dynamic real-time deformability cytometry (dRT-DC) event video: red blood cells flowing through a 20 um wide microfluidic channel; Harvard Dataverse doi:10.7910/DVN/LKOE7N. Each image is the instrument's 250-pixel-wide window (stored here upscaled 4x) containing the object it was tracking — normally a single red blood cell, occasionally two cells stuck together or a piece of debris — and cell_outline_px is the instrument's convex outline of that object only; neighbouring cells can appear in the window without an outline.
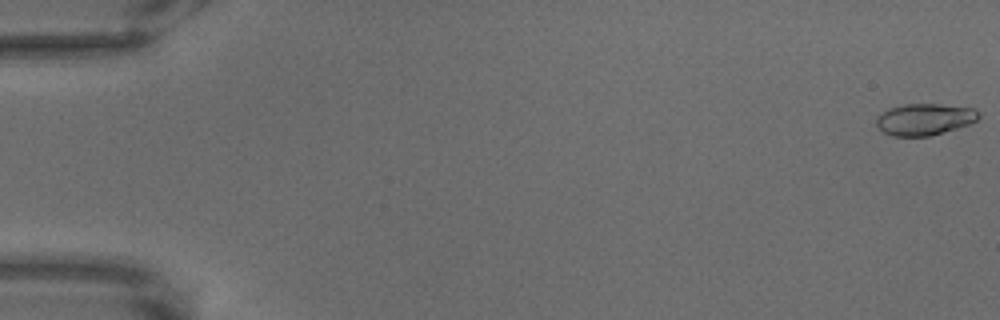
{"species": "common noctule bat (a hibernating species)", "species_latin": "Nyctalus noctula", "temperature_condition": "warm", "stored_images_in_passage": 69, "camera_frame_rate_fps": 3000, "um_per_image_px": 0.085, "animal": {"sex": "male", "body_mass_g": 18.8}, "frame": {"image": 1, "passage_image": 1, "time_ms": 0.0, "image_size_px": [1000, 320], "cell_outline_px": [[980, 116], [976, 120], [968, 124], [956, 128], [928, 136], [892, 136], [884, 132], [876, 124], [876, 116], [888, 108], [904, 104], [940, 104], [972, 108], [980, 112]], "centroid_in_image_um": [78.56, 10.13], "position_along_channel_um": 6.4, "area_um2": 18.73}}
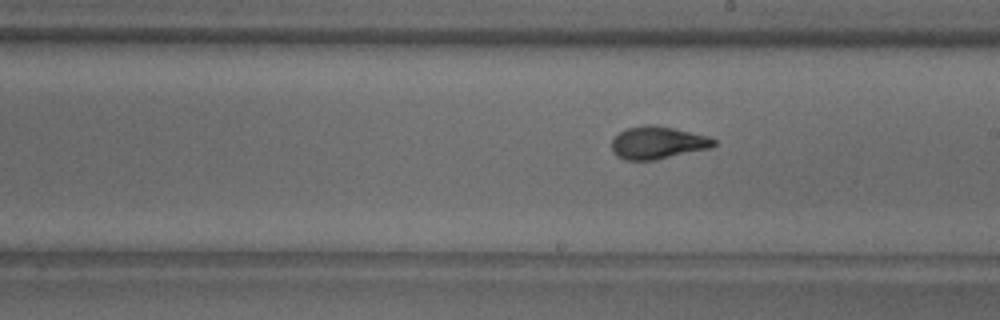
{"frame": {"image": 2, "passage_image": 40, "time_ms": 13.0, "image_size_px": [1000, 320], "cell_outline_px": [[716, 144], [712, 148], [656, 160], [624, 160], [616, 156], [612, 152], [612, 140], [624, 128], [644, 124], [652, 124], [672, 128], [708, 136], [716, 140]], "centroid_in_image_um": [55.89, 12.13], "position_along_channel_um": 233.1, "area_um2": 19.59}}
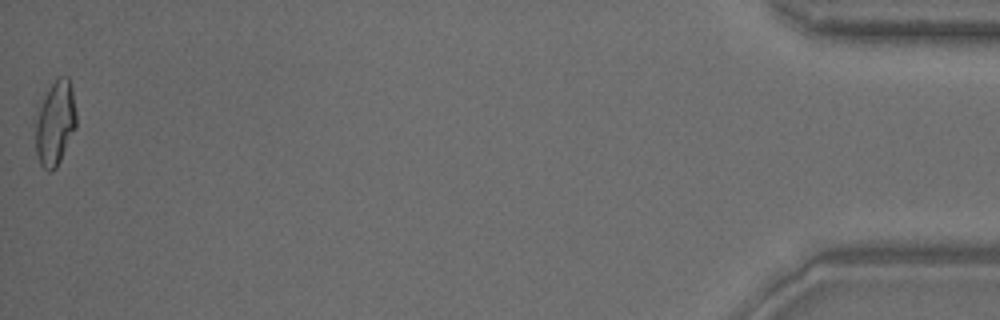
{"frame": {"image": 3, "passage_image": 69, "time_ms": 22.667, "image_size_px": [1000, 320], "cell_outline_px": [[76, 128], [56, 168], [52, 172], [48, 172], [40, 164], [36, 156], [32, 120], [36, 108], [52, 84], [60, 76], [68, 76], [72, 88], [76, 112]], "centroid_in_image_um": [4.63, 10.49], "position_along_channel_um": 430.6, "area_um2": 20.92}}